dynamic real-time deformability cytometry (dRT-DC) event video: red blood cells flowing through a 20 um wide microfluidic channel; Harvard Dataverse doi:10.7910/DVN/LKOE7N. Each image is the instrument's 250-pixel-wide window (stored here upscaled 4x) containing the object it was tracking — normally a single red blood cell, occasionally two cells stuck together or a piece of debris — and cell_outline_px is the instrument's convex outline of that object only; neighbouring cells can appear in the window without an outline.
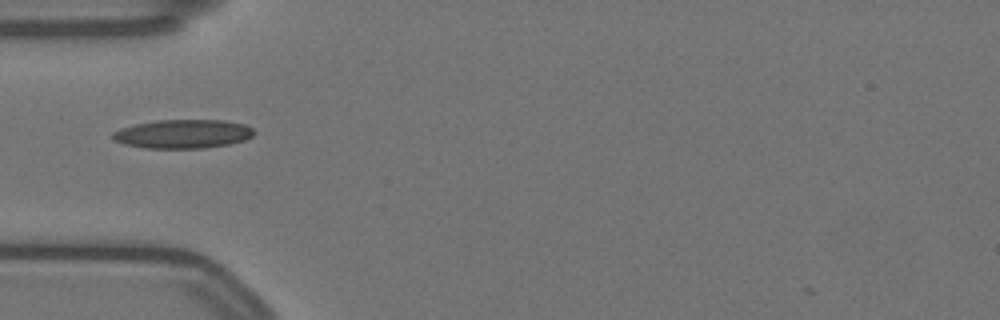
{"species": "Egyptian fruit bat (a non-hibernating species)", "species_latin": "Rousettus aegyptiacus", "temperature_condition": "warm", "stored_images_in_passage": 40, "camera_frame_rate_fps": 3000, "um_per_image_px": 0.085, "animal": {"sex": "female"}, "frame": {"image": 1, "passage_image": 1, "time_ms": 0.0, "image_size_px": [1000, 320], "cell_outline_px": [[256, 132], [252, 136], [244, 140], [228, 144], [204, 148], [148, 148], [124, 144], [112, 140], [112, 132], [120, 128], [136, 124], [156, 120], [224, 120], [244, 124], [252, 128]], "centroid_in_image_um": [15.54, 11.38], "position_along_channel_um": 69.5, "area_um2": 23.76}}
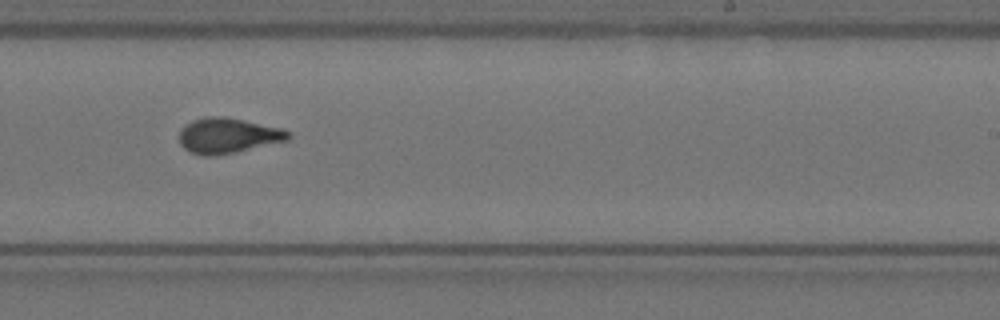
{"frame": {"image": 2, "passage_image": 18, "time_ms": 5.667, "image_size_px": [1000, 320], "cell_outline_px": [[292, 136], [288, 140], [236, 152], [216, 156], [204, 156], [192, 152], [184, 148], [180, 144], [180, 128], [184, 124], [192, 120], [208, 116], [224, 116], [244, 120], [280, 128], [292, 132]], "centroid_in_image_um": [19.36, 11.52], "position_along_channel_um": 269.6, "area_um2": 22.54}}
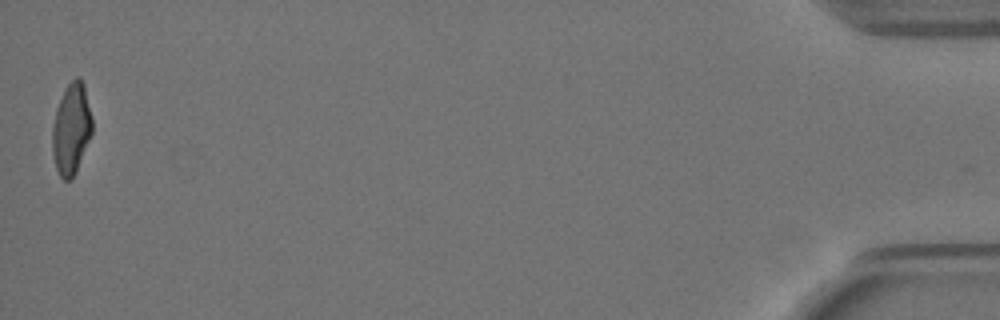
{"frame": {"image": 3, "passage_image": 40, "time_ms": 13.0, "image_size_px": [1000, 320], "cell_outline_px": [[92, 132], [76, 172], [68, 180], [64, 180], [60, 176], [56, 168], [52, 152], [52, 124], [56, 108], [68, 84], [76, 76], [84, 84], [92, 116]], "centroid_in_image_um": [6.06, 10.96], "position_along_channel_um": 429.1, "area_um2": 20.98}, "authors_computed_cell_mechanics": {"area_um2": 21.8195, "velocity_mm_per_s": 3.5123, "shape_relaxation_time_tau1_ms": 7.7779, "shape_relaxation_time_tau2_ms": 1.3951, "deformation_change_tau1": 0.2381, "deformation_change_tau2": 0.0777}}